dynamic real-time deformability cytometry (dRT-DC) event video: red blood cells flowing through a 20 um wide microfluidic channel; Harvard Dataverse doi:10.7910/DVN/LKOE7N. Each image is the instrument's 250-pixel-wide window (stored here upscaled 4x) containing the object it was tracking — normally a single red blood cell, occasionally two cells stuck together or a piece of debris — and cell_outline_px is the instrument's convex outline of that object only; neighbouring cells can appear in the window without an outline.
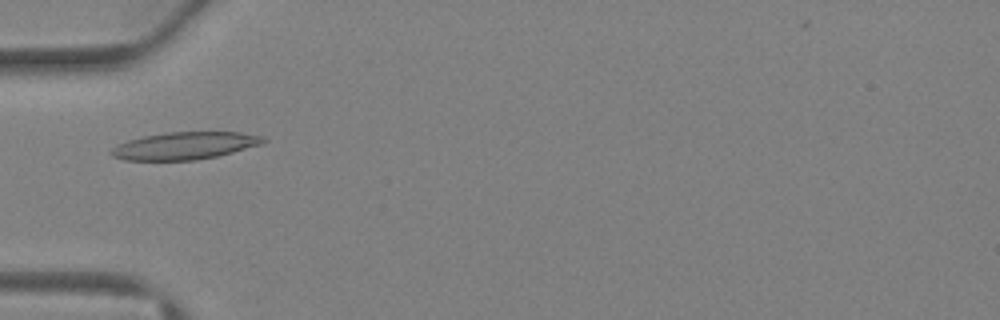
{"species": "Egyptian fruit bat (a non-hibernating species)", "species_latin": "Rousettus aegyptiacus", "temperature_condition": "warm", "stored_images_in_passage": 28, "camera_frame_rate_fps": 3000, "um_per_image_px": 0.085, "animal": {"sex": "female"}, "frame": {"image": 1, "passage_image": 1, "time_ms": 0.0, "image_size_px": [1000, 320], "cell_outline_px": [[268, 140], [260, 144], [232, 152], [216, 156], [196, 160], [124, 160], [112, 156], [108, 152], [112, 148], [128, 140], [144, 136], [168, 132], [240, 132], [264, 136]], "centroid_in_image_um": [15.69, 12.38], "position_along_channel_um": 69.3, "area_um2": 24.1}}
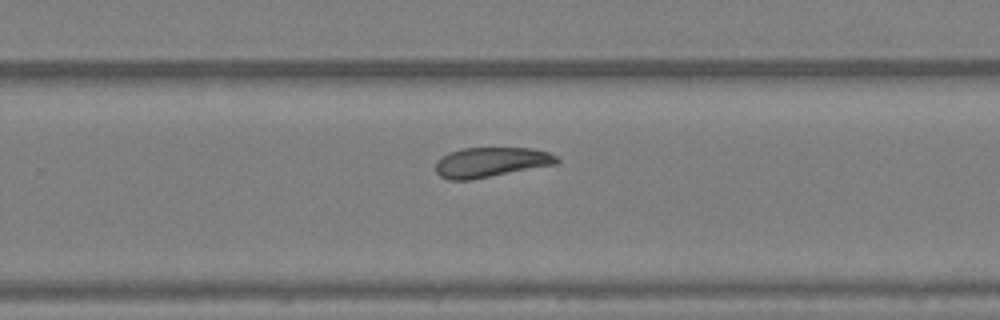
{"frame": {"image": 2, "passage_image": 14, "time_ms": 4.333, "image_size_px": [1000, 320], "cell_outline_px": [[560, 160], [556, 164], [468, 180], [448, 180], [440, 176], [436, 172], [436, 160], [440, 156], [448, 152], [460, 148], [532, 148], [548, 152], [556, 156]], "centroid_in_image_um": [41.67, 13.78], "position_along_channel_um": 288.1, "area_um2": 21.1}}
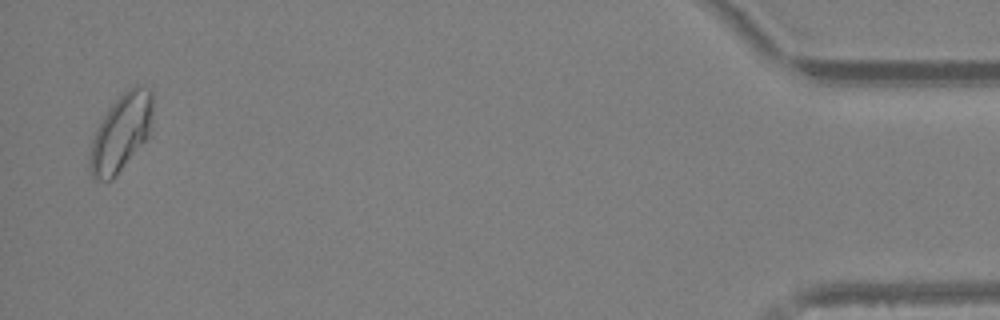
{"frame": {"image": 3, "passage_image": 27, "time_ms": 8.667, "image_size_px": [1000, 320], "cell_outline_px": [[152, 132], [112, 180], [96, 180], [92, 176], [88, 164], [88, 160], [92, 140], [96, 128], [108, 108], [128, 88], [136, 84], [152, 88]], "centroid_in_image_um": [10.3, 11.25], "position_along_channel_um": 424.9, "area_um2": 28.44}}